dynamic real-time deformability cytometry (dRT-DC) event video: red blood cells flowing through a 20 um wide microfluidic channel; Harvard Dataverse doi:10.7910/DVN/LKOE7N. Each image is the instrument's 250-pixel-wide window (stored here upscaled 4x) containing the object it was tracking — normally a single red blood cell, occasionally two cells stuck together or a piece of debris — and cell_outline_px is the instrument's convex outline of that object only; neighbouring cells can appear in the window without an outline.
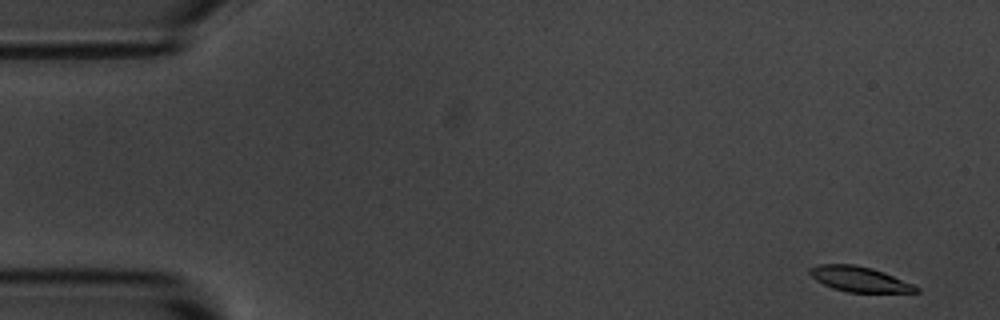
{"species": "common noctule bat (a hibernating species)", "species_latin": "Nyctalus noctula", "temperature_condition": "room temperature", "stored_images_in_passage": 5, "camera_frame_rate_fps": 3000, "um_per_image_px": 0.085, "animal": {"sex": "male", "body_mass_g": 20.1, "forearm_length_mm": 53.5}, "frame": {"image": 1, "passage_image": 1, "time_ms": 0.0, "image_size_px": [1000, 320], "cell_outline_px": [[920, 292], [848, 292], [832, 288], [816, 280], [808, 272], [808, 268], [820, 264], [856, 264], [872, 268], [884, 272], [912, 284], [920, 288]], "centroid_in_image_um": [73.03, 23.72], "position_along_channel_um": 12.0, "area_um2": 15.55}}